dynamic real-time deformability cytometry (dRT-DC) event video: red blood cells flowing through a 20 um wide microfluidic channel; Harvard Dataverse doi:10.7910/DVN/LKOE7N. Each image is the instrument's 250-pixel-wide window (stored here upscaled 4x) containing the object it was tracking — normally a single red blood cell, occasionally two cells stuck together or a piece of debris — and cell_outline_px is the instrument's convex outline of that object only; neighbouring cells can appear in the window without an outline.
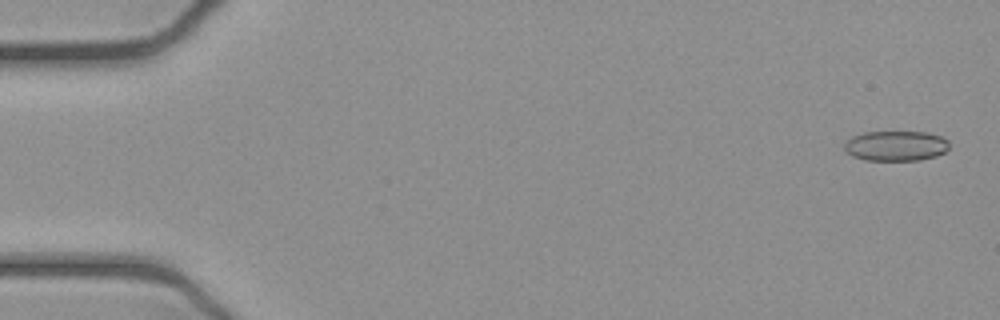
{"species": "common noctule bat (a hibernating species)", "species_latin": "Nyctalus noctula", "temperature_condition": "cold", "stored_images_in_passage": 52, "camera_frame_rate_fps": 3000, "um_per_image_px": 0.085, "animal": {"sex": "female", "body_mass_g": 21.9}, "frame": {"image": 1, "passage_image": 2, "time_ms": 0.333, "image_size_px": [1000, 320], "cell_outline_px": [[948, 148], [944, 152], [936, 156], [920, 160], [864, 160], [852, 156], [844, 152], [844, 144], [852, 136], [864, 132], [928, 132], [940, 136], [948, 140]], "centroid_in_image_um": [76.12, 12.4], "position_along_channel_um": 8.9, "area_um2": 18.5}}
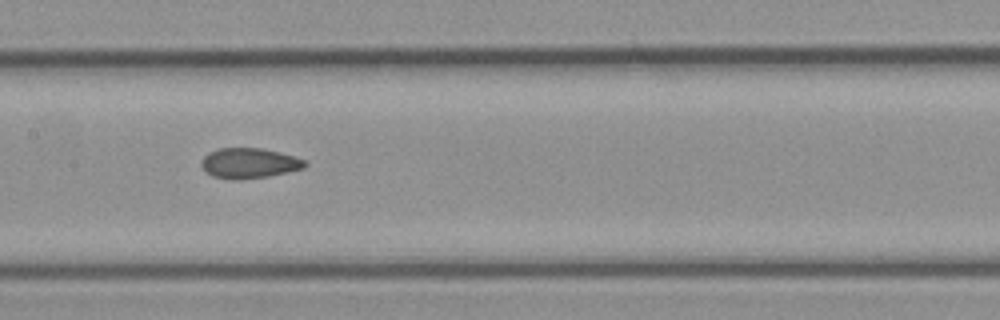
{"frame": {"image": 2, "passage_image": 26, "time_ms": 8.333, "image_size_px": [1000, 320], "cell_outline_px": [[308, 164], [304, 168], [288, 172], [268, 176], [236, 180], [232, 180], [212, 176], [200, 164], [200, 160], [208, 152], [220, 148], [264, 148], [296, 156], [304, 160]], "centroid_in_image_um": [21.19, 13.86], "position_along_channel_um": 186.2, "area_um2": 18.38}}
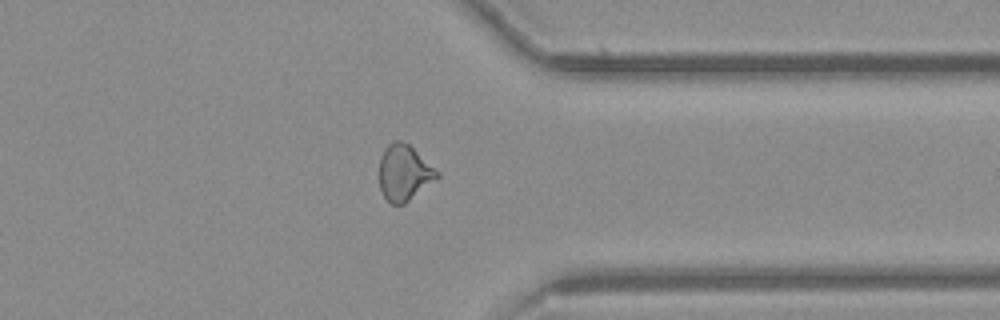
{"frame": {"image": 3, "passage_image": 41, "time_ms": 13.333, "image_size_px": [1000, 320], "cell_outline_px": [[440, 176], [404, 204], [392, 204], [384, 196], [380, 188], [380, 156], [384, 148], [388, 144], [396, 140], [400, 140], [408, 144], [440, 172]], "centroid_in_image_um": [34.35, 14.67], "position_along_channel_um": 377.0, "area_um2": 18.61}, "authors_computed_cell_mechanics": {"area_um2": 18.8139, "velocity_mm_per_s": 3.9295, "shape_relaxation_time_tau1_ms": null, "shape_relaxation_time_tau2_ms": 1.8711, "deformation_change_tau1": null, "deformation_change_tau2": 0.0626}}